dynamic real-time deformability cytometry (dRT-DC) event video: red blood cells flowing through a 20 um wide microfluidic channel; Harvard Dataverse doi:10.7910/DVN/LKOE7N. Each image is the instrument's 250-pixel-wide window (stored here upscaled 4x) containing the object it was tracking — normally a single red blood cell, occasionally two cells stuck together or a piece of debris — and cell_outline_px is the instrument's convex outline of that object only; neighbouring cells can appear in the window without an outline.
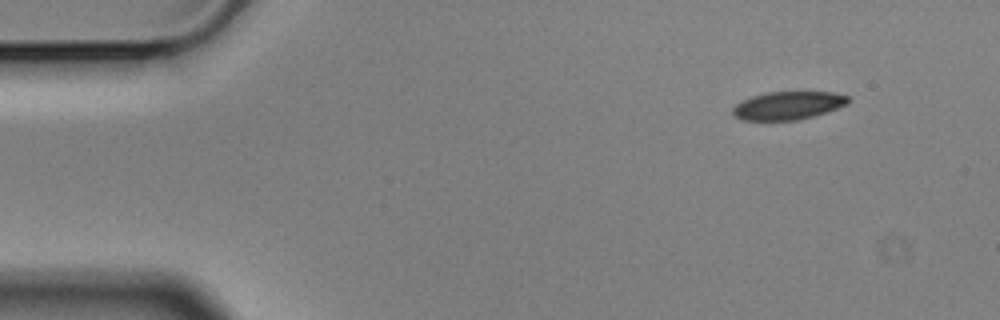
{"species": "Egyptian fruit bat (a non-hibernating species)", "species_latin": "Rousettus aegyptiacus", "temperature_condition": "cold", "stored_images_in_passage": 9, "camera_frame_rate_fps": 3000, "um_per_image_px": 0.085, "animal": {"sex": "male"}, "frame": {"image": 1, "passage_image": 1, "time_ms": 0.0, "image_size_px": [1000, 320], "cell_outline_px": [[852, 100], [848, 104], [828, 112], [796, 120], [744, 120], [732, 116], [732, 108], [736, 104], [752, 96], [768, 92], [832, 92], [848, 96]], "centroid_in_image_um": [67.0, 8.97], "position_along_channel_um": 18.0, "area_um2": 18.96}}
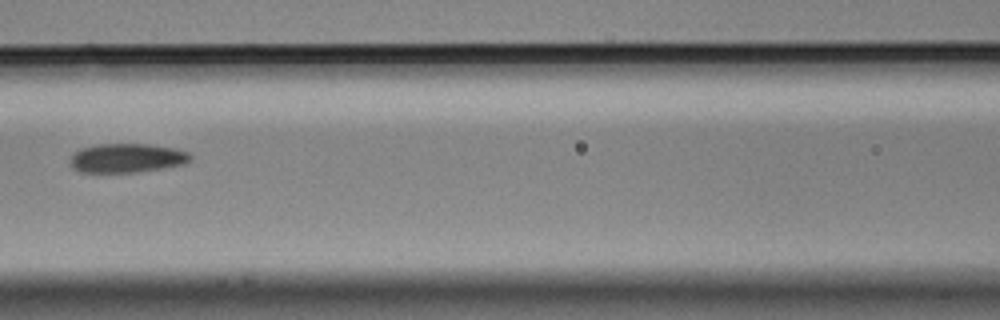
{"frame": {"image": 2, "passage_image": 6, "time_ms": 1.667, "image_size_px": [1000, 320], "cell_outline_px": [[192, 160], [184, 164], [136, 172], [80, 172], [72, 168], [68, 160], [76, 152], [84, 148], [100, 144], [148, 144], [172, 148], [188, 152], [192, 156]], "centroid_in_image_um": [10.78, 13.44], "position_along_channel_um": 155.8, "area_um2": 20.17}}
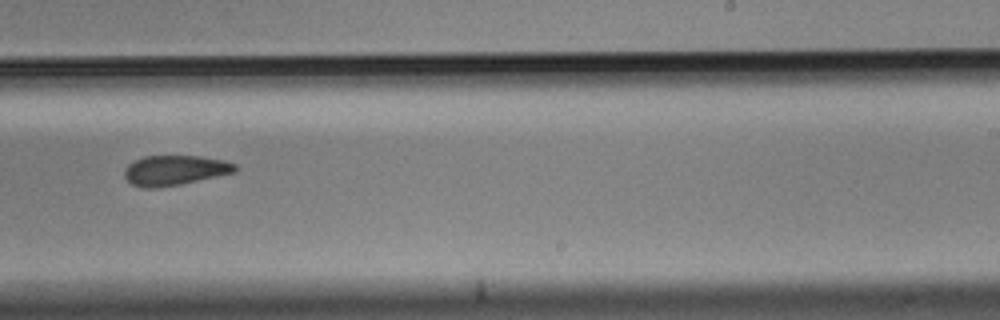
{"frame": {"image": 3, "passage_image": 9, "time_ms": 2.667, "image_size_px": [1000, 320], "cell_outline_px": [[236, 172], [180, 184], [156, 188], [144, 188], [132, 184], [124, 176], [124, 168], [132, 160], [144, 156], [200, 156], [224, 160], [236, 164]], "centroid_in_image_um": [14.83, 14.46], "position_along_channel_um": 274.2, "area_um2": 19.36}}